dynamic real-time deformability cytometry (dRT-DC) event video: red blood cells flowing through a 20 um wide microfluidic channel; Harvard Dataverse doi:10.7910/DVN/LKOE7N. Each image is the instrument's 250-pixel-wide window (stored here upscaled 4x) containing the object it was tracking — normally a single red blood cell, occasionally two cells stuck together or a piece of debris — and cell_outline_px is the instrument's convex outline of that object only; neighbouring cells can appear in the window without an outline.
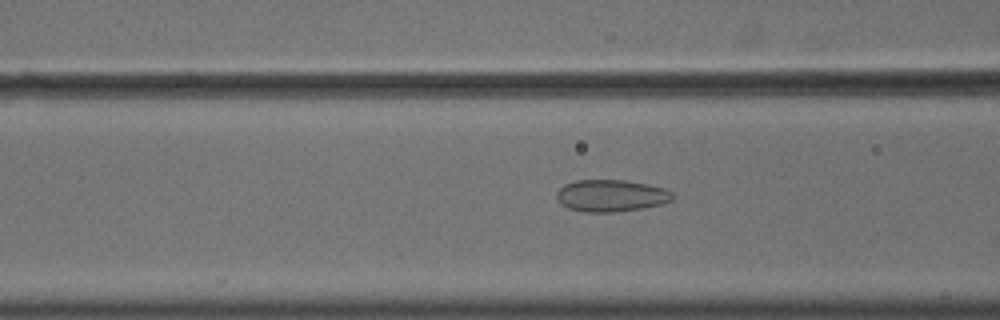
{"species": "common noctule bat (a hibernating species)", "species_latin": "Nyctalus noctula", "temperature_condition": "cold", "stored_images_in_passage": 56, "camera_frame_rate_fps": 3000, "um_per_image_px": 0.085, "animal": {"sex": "male", "body_mass_g": 18.8}, "frame": {"image": 1, "passage_image": 23, "time_ms": 7.333, "image_size_px": [1000, 320], "cell_outline_px": [[672, 200], [664, 204], [644, 208], [616, 212], [584, 212], [568, 208], [560, 204], [556, 196], [556, 192], [564, 184], [576, 180], [624, 180], [648, 184], [664, 188], [672, 192]], "centroid_in_image_um": [51.93, 16.64], "position_along_channel_um": 114.7, "area_um2": 21.79}}
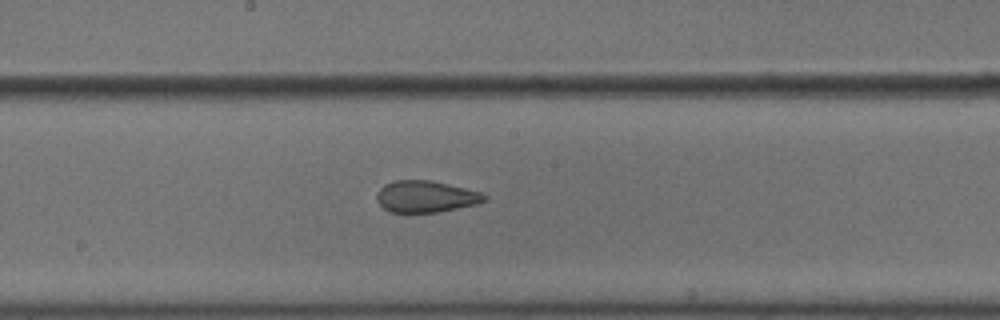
{"frame": {"image": 2, "passage_image": 31, "time_ms": 10.0, "image_size_px": [1000, 320], "cell_outline_px": [[488, 196], [484, 200], [476, 204], [440, 212], [392, 212], [384, 208], [376, 200], [376, 192], [384, 184], [396, 180], [428, 180], [448, 184], [480, 192]], "centroid_in_image_um": [36.16, 16.7], "position_along_channel_um": 212.0, "area_um2": 19.71}}
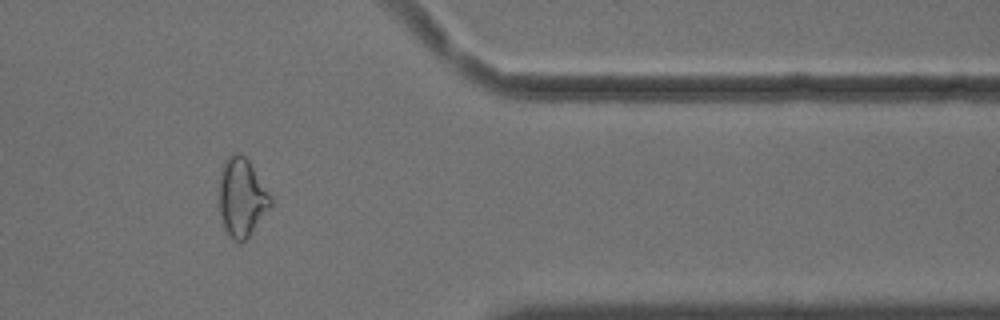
{"frame": {"image": 3, "passage_image": 47, "time_ms": 15.333, "image_size_px": [1000, 320], "cell_outline_px": [[272, 204], [248, 236], [240, 244], [228, 236], [224, 228], [220, 216], [216, 200], [220, 172], [224, 160], [228, 156], [236, 152], [240, 152], [248, 160], [272, 200]], "centroid_in_image_um": [20.46, 16.78], "position_along_channel_um": 390.9, "area_um2": 23.7}, "authors_computed_cell_mechanics": {"area_um2": 23.409, "velocity_mm_per_s": 3.6315, "shape_relaxation_time_tau1_ms": 7.9674, "shape_relaxation_time_tau2_ms": 1.4822, "deformation_change_tau1": 0.1321, "deformation_change_tau2": 0.0857}}